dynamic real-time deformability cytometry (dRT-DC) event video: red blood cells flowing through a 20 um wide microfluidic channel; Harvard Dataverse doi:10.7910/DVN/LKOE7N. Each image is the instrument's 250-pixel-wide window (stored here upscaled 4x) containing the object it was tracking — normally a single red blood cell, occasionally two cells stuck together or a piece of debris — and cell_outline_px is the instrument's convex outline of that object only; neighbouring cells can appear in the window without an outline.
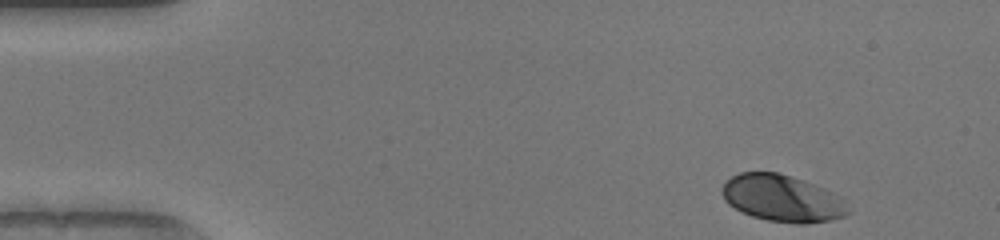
{"species": "human", "species_latin": "Homo sapiens", "temperature_condition": "warm", "stored_images_in_passage": 47, "camera_frame_rate_fps": 3000, "um_per_image_px": 0.085, "donor": {"sex": "female"}, "frame": {"image": 1, "passage_image": 1, "time_ms": 0.0, "image_size_px": [1000, 240], "cell_outline_px": [[852, 212], [844, 216], [832, 220], [808, 224], [796, 224], [768, 220], [752, 216], [740, 212], [728, 204], [724, 200], [720, 192], [720, 188], [732, 176], [740, 172], [776, 172], [792, 176], [804, 180], [824, 188], [840, 196], [844, 200]], "centroid_in_image_um": [66.5, 16.87], "position_along_channel_um": 18.5, "area_um2": 34.85}}
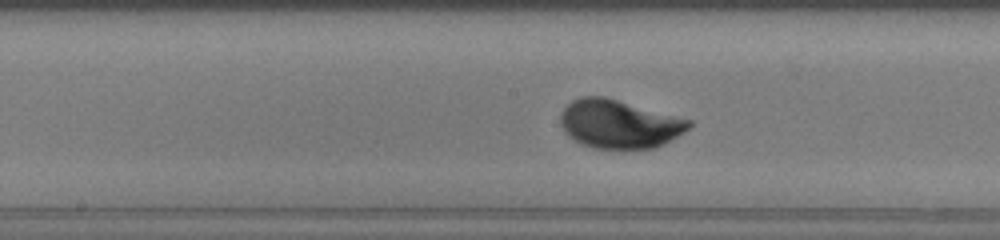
{"frame": {"image": 2, "passage_image": 22, "time_ms": 7.0, "image_size_px": [1000, 240], "cell_outline_px": [[692, 124], [684, 132], [664, 144], [652, 148], [592, 148], [580, 144], [568, 136], [564, 132], [560, 124], [560, 112], [572, 100], [580, 96], [604, 96], [692, 120]], "centroid_in_image_um": [52.59, 10.53], "position_along_channel_um": 195.6, "area_um2": 36.36}}
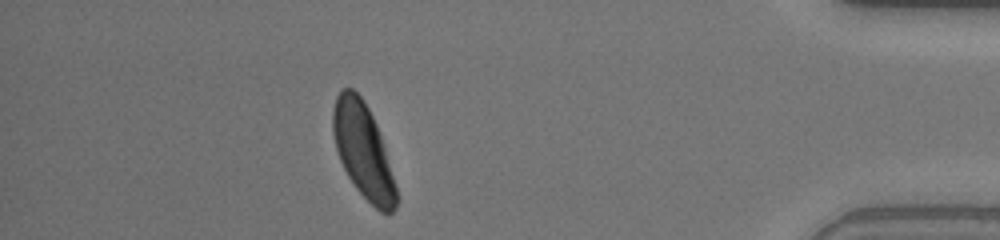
{"frame": {"image": 3, "passage_image": 41, "time_ms": 13.333, "image_size_px": [1000, 240], "cell_outline_px": [[400, 200], [396, 208], [388, 216], [380, 212], [356, 188], [348, 176], [340, 160], [336, 148], [332, 132], [332, 108], [336, 96], [340, 88], [352, 88], [364, 100], [376, 124], [400, 196]], "centroid_in_image_um": [30.88, 12.84], "position_along_channel_um": 404.3, "area_um2": 35.08}, "authors_computed_cell_mechanics": {"area_um2": 34.6222, "velocity_mm_per_s": 4.0473, "shape_relaxation_time_tau1_ms": 1.6292, "shape_relaxation_time_tau2_ms": null, "deformation_change_tau1": 0.1229, "deformation_change_tau2": null}}